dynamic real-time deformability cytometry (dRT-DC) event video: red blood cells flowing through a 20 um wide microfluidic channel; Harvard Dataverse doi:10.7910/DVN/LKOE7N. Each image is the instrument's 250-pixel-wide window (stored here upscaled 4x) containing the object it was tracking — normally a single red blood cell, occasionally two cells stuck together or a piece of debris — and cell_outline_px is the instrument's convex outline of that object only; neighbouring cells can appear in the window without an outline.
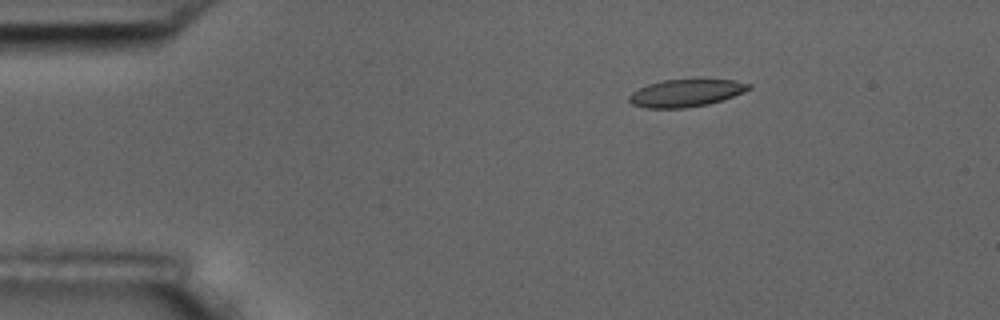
{"species": "common noctule bat (a hibernating species)", "species_latin": "Nyctalus noctula", "temperature_condition": "room temperature", "stored_images_in_passage": 5, "camera_frame_rate_fps": 3000, "um_per_image_px": 0.085, "animal": {"sex": "male", "body_mass_g": 17.5, "forearm_length_mm": 52.3}, "frame": {"image": 1, "passage_image": 3, "time_ms": 2.333, "image_size_px": [1000, 320], "cell_outline_px": [[752, 88], [744, 92], [708, 104], [684, 108], [644, 108], [632, 104], [628, 100], [628, 96], [632, 92], [648, 84], [664, 80], [736, 80], [752, 84]], "centroid_in_image_um": [58.29, 7.91], "position_along_channel_um": 26.7, "area_um2": 18.96}}